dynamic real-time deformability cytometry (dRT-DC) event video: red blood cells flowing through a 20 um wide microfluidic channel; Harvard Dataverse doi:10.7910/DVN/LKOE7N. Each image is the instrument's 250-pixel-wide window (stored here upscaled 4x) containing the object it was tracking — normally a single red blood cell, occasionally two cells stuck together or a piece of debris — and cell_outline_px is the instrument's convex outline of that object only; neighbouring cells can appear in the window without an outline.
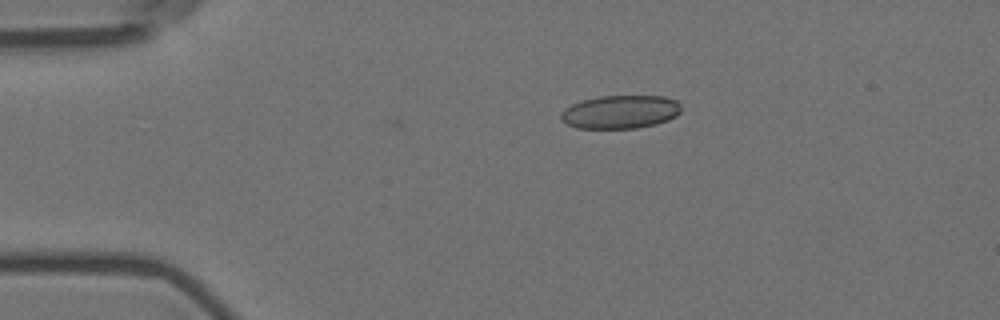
{"species": "Egyptian fruit bat (a non-hibernating species)", "species_latin": "Rousettus aegyptiacus", "temperature_condition": "room temperature", "stored_images_in_passage": 6, "camera_frame_rate_fps": 3000, "um_per_image_px": 0.085, "animal": {"sex": "female"}, "frame": {"image": 1, "passage_image": 2, "time_ms": 1.0, "image_size_px": [1000, 320], "cell_outline_px": [[680, 112], [676, 116], [668, 120], [656, 124], [636, 128], [576, 128], [560, 120], [560, 112], [564, 108], [572, 104], [584, 100], [600, 96], [664, 96], [676, 100], [680, 104]], "centroid_in_image_um": [52.72, 9.51], "position_along_channel_um": 32.3, "area_um2": 23.41}}
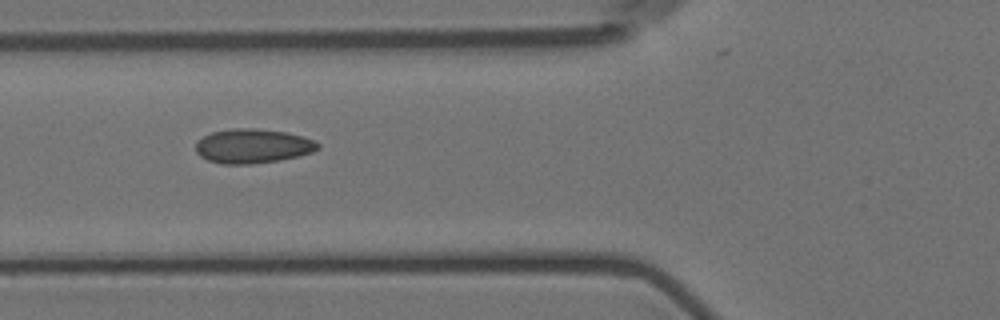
{"frame": {"image": 2, "passage_image": 5, "time_ms": 4.333, "image_size_px": [1000, 320], "cell_outline_px": [[320, 148], [312, 152], [280, 160], [252, 164], [220, 164], [208, 160], [200, 156], [196, 152], [196, 140], [212, 132], [236, 128], [252, 128], [288, 132], [312, 140], [320, 144]], "centroid_in_image_um": [21.45, 12.42], "position_along_channel_um": 104.3, "area_um2": 24.39}}
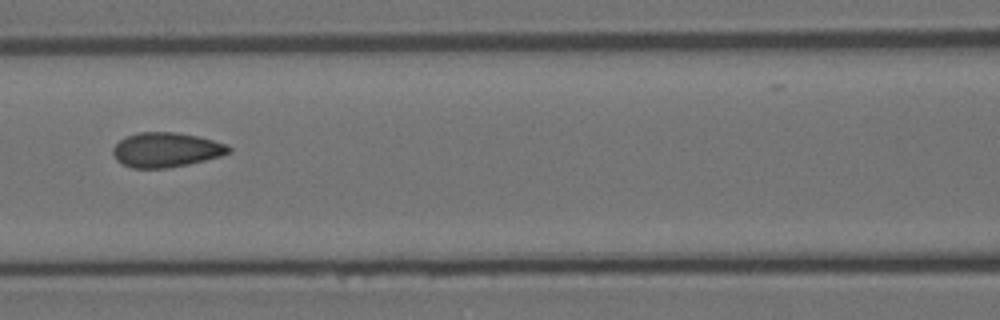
{"frame": {"image": 3, "passage_image": 6, "time_ms": 5.667, "image_size_px": [1000, 320], "cell_outline_px": [[232, 152], [220, 156], [188, 164], [168, 168], [132, 168], [116, 160], [112, 152], [112, 148], [120, 140], [128, 136], [140, 132], [176, 132], [196, 136], [228, 144], [232, 148]], "centroid_in_image_um": [14.13, 12.74], "position_along_channel_um": 152.5, "area_um2": 23.29}}